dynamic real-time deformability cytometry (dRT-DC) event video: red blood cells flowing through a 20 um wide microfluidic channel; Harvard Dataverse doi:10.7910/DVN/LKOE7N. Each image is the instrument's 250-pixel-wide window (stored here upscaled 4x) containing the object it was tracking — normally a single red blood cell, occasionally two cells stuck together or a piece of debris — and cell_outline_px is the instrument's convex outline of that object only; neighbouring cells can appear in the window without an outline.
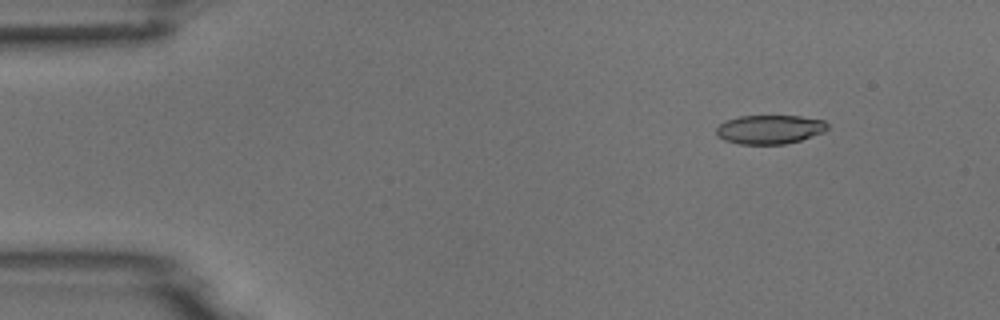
{"species": "common noctule bat (a hibernating species)", "species_latin": "Nyctalus noctula", "temperature_condition": "room temperature", "stored_images_in_passage": 4, "camera_frame_rate_fps": 3000, "um_per_image_px": 0.085, "animal": {"sex": "male", "body_mass_g": 18.8}, "frame": {"image": 1, "passage_image": 2, "time_ms": 0.333, "image_size_px": [1000, 320], "cell_outline_px": [[828, 128], [824, 132], [800, 140], [784, 144], [740, 144], [724, 140], [716, 136], [716, 128], [724, 120], [740, 116], [800, 116], [824, 120], [828, 124]], "centroid_in_image_um": [65.4, 11.0], "position_along_channel_um": 19.6, "area_um2": 18.84}}
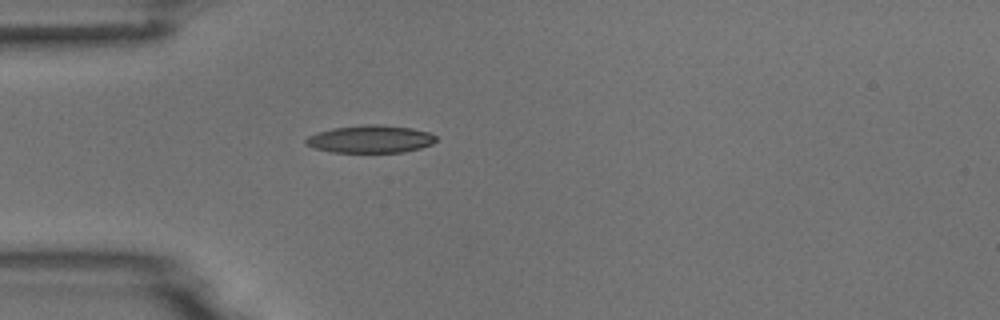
{"frame": {"image": 2, "passage_image": 4, "time_ms": 1.0, "image_size_px": [1000, 320], "cell_outline_px": [[436, 140], [432, 144], [420, 148], [404, 152], [332, 152], [312, 148], [304, 144], [304, 140], [308, 136], [316, 132], [332, 128], [364, 124], [380, 124], [412, 128], [428, 132], [436, 136]], "centroid_in_image_um": [31.44, 11.82], "position_along_channel_um": 53.6, "area_um2": 21.15}}